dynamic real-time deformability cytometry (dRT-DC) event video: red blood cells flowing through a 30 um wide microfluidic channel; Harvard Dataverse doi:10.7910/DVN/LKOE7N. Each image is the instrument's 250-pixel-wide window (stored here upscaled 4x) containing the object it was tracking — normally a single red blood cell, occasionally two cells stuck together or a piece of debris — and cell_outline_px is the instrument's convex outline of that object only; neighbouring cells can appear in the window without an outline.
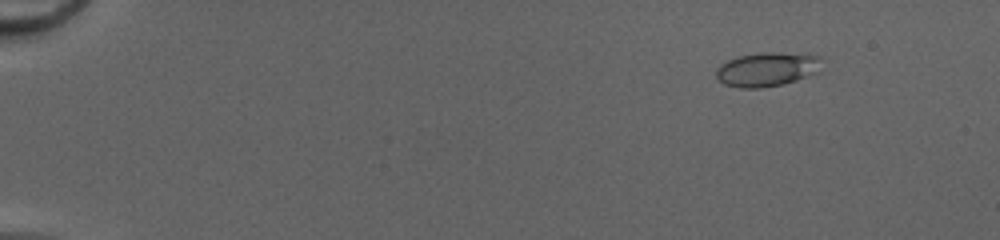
{"species": "common noctule bat (a hibernating species)", "species_latin": "Nyctalus noctula", "temperature_condition": "cold", "stored_images_in_passage": 52, "camera_frame_rate_fps": 3000, "um_per_image_px": 0.085, "animal": {"sex": "female", "body_mass_g": 20.0, "forearm_length_mm": 54.0}, "frame": {"image": 1, "passage_image": 7, "time_ms": 2.0, "image_size_px": [1000, 240], "cell_outline_px": [[820, 72], [784, 84], [760, 88], [740, 88], [724, 84], [716, 76], [716, 68], [720, 64], [728, 60], [740, 56], [764, 52], [808, 52], [820, 56]], "centroid_in_image_um": [65.25, 5.87], "position_along_channel_um": 19.7, "area_um2": 21.39}}
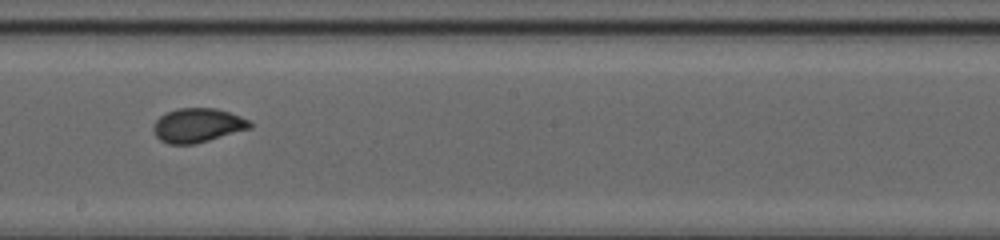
{"frame": {"image": 2, "passage_image": 32, "time_ms": 10.333, "image_size_px": [1000, 240], "cell_outline_px": [[252, 128], [208, 140], [192, 144], [168, 144], [160, 140], [156, 136], [152, 128], [156, 120], [160, 116], [176, 108], [216, 108], [240, 116], [248, 120], [252, 124]], "centroid_in_image_um": [16.78, 10.65], "position_along_channel_um": 231.4, "area_um2": 19.07}}
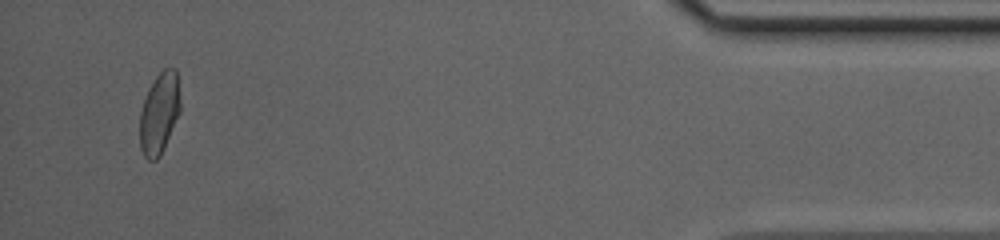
{"frame": {"image": 3, "passage_image": 50, "time_ms": 16.333, "image_size_px": [1000, 240], "cell_outline_px": [[180, 112], [164, 148], [160, 156], [156, 160], [148, 160], [144, 156], [140, 148], [140, 112], [148, 88], [156, 76], [164, 68], [176, 68], [180, 100]], "centroid_in_image_um": [13.54, 9.63], "position_along_channel_um": 421.7, "area_um2": 19.19}, "authors_computed_cell_mechanics": {"area_um2": 19.1318, "velocity_mm_per_s": 4.1952, "shape_relaxation_time_tau1_ms": 3.4261, "shape_relaxation_time_tau2_ms": null, "deformation_change_tau1": 0.1261, "deformation_change_tau2": null}}